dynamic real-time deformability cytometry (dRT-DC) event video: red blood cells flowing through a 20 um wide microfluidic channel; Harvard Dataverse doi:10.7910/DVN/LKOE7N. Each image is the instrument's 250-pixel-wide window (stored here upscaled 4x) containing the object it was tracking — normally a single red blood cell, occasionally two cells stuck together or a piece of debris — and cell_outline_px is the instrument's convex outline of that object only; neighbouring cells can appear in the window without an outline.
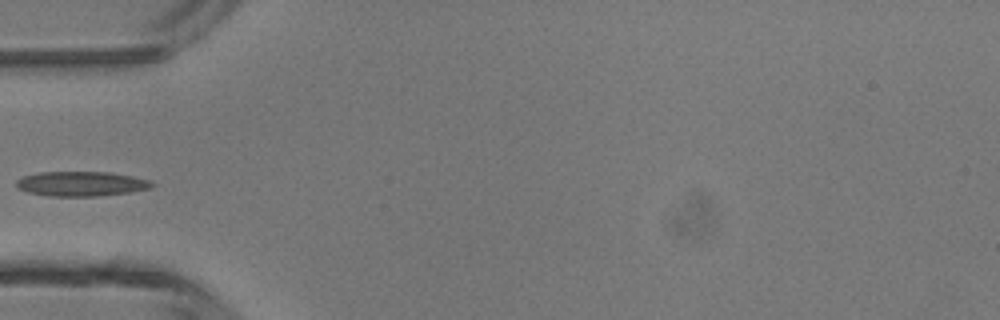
{"species": "common noctule bat (a hibernating species)", "species_latin": "Nyctalus noctula", "temperature_condition": "room temperature", "stored_images_in_passage": 32, "camera_frame_rate_fps": 3000, "um_per_image_px": 0.085, "animal": {"sex": "male", "body_mass_g": 13.3}, "frame": {"image": 1, "passage_image": 1, "time_ms": 0.0, "image_size_px": [1000, 320], "cell_outline_px": [[156, 184], [152, 188], [128, 192], [96, 196], [48, 196], [28, 192], [16, 188], [16, 180], [24, 176], [40, 172], [108, 172], [132, 176], [148, 180]], "centroid_in_image_um": [6.89, 15.62], "position_along_channel_um": 78.1, "area_um2": 19.48}}
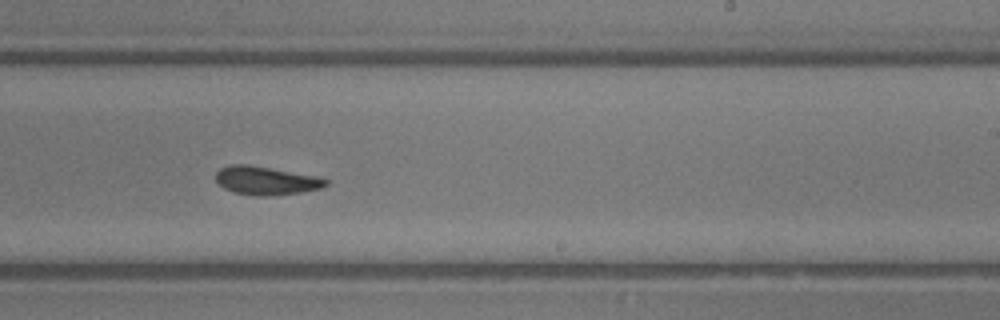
{"frame": {"image": 2, "passage_image": 14, "time_ms": 4.333, "image_size_px": [1000, 320], "cell_outline_px": [[328, 184], [324, 188], [304, 192], [260, 196], [256, 196], [236, 192], [224, 188], [216, 180], [216, 172], [220, 168], [228, 164], [244, 164], [316, 176], [328, 180]], "centroid_in_image_um": [22.62, 15.35], "position_along_channel_um": 266.4, "area_um2": 17.98}}
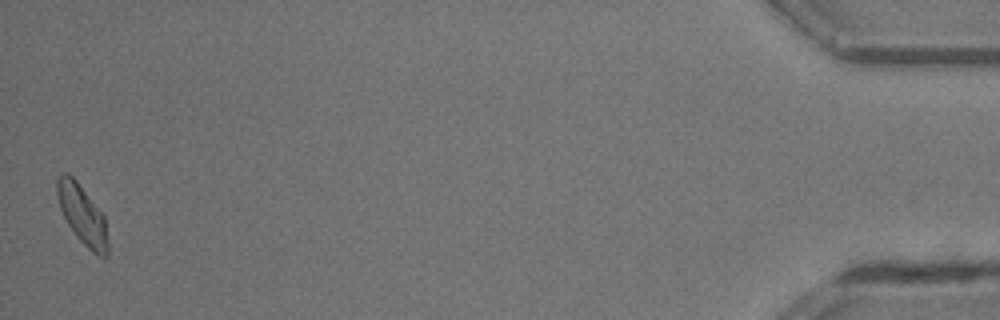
{"frame": {"image": 3, "passage_image": 32, "time_ms": 10.333, "image_size_px": [1000, 320], "cell_outline_px": [[108, 256], [104, 260], [96, 256], [76, 236], [68, 224], [60, 208], [56, 192], [56, 180], [60, 172], [68, 172], [76, 180], [104, 216], [108, 244]], "centroid_in_image_um": [6.99, 18.27], "position_along_channel_um": 428.2, "area_um2": 17.57}}